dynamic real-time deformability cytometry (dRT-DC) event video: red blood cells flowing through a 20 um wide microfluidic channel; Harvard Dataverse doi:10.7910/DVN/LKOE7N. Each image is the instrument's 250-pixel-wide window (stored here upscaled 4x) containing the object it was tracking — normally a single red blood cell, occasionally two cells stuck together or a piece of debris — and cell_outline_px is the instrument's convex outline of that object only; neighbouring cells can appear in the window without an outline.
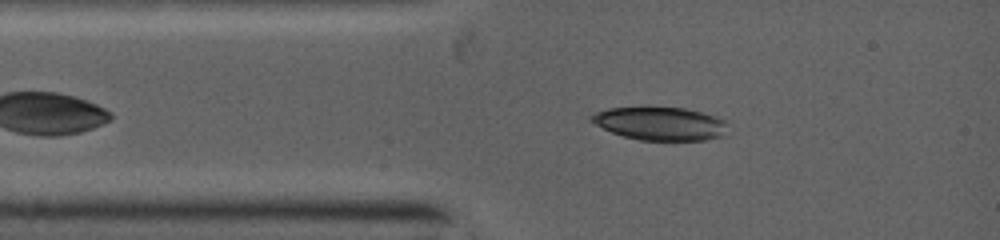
{"species": "common noctule bat (a hibernating species)", "species_latin": "Nyctalus noctula", "temperature_condition": "warm", "stored_images_in_passage": 12, "camera_frame_rate_fps": 5000, "um_per_image_px": 0.085, "animal": {"sex": "female", "body_mass_g": 19.0, "forearm_length_mm": 53.3}, "frame": {"image": 1, "passage_image": 9, "time_ms": 1.6, "image_size_px": [1000, 240], "cell_outline_px": [[724, 124], [720, 136], [704, 140], [640, 140], [624, 136], [612, 132], [596, 124], [592, 120], [592, 116], [596, 112], [608, 108], [684, 108], [700, 112], [724, 120]], "centroid_in_image_um": [56.07, 10.51], "position_along_channel_um": 28.9, "area_um2": 25.37}}
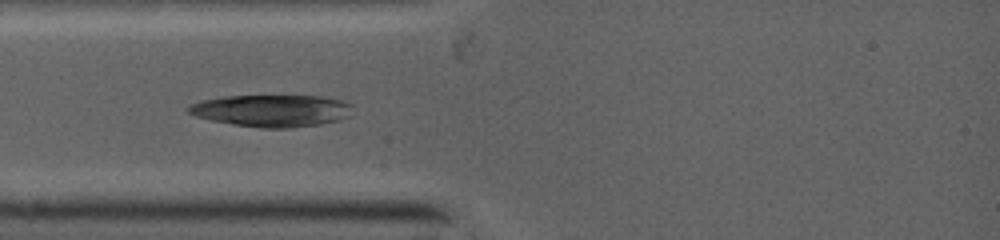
{"frame": {"image": 2, "passage_image": 11, "time_ms": 2.6, "image_size_px": [1000, 240], "cell_outline_px": [[348, 116], [336, 120], [320, 124], [288, 128], [264, 128], [236, 124], [212, 120], [196, 116], [188, 112], [188, 108], [192, 104], [204, 100], [224, 96], [320, 96], [340, 100], [348, 104]], "centroid_in_image_um": [23.06, 9.4], "position_along_channel_um": 61.9, "area_um2": 29.82}}